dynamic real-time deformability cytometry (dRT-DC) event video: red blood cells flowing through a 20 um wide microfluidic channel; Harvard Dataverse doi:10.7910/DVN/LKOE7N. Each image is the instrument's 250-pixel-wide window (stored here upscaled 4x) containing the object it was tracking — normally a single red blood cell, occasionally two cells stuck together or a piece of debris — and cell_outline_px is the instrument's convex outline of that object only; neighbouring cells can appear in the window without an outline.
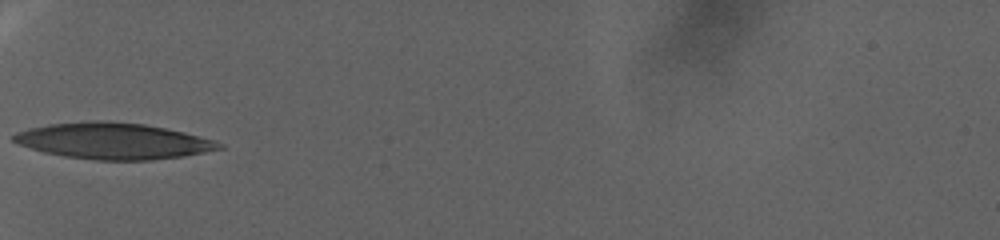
{"species": "human", "species_latin": "Homo sapiens", "temperature_condition": "warm", "stored_images_in_passage": 21, "camera_frame_rate_fps": 3000, "um_per_image_px": 0.085, "donor": {"sex": "female"}, "frame": {"image": 1, "passage_image": 1, "time_ms": 0.0, "image_size_px": [1000, 240], "cell_outline_px": [[224, 148], [204, 152], [180, 156], [148, 160], [96, 160], [64, 156], [44, 152], [20, 144], [12, 140], [12, 136], [16, 132], [28, 128], [48, 124], [92, 120], [108, 120], [144, 124], [184, 132], [212, 140], [224, 144]], "centroid_in_image_um": [9.59, 11.97], "position_along_channel_um": 75.4, "area_um2": 43.12}}
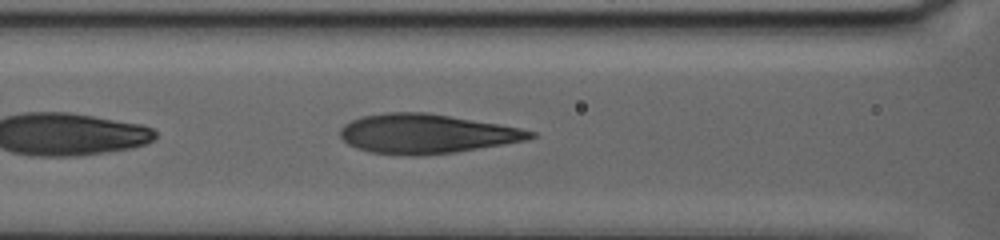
{"frame": {"image": 2, "passage_image": 9, "time_ms": 2.667, "image_size_px": [1000, 240], "cell_outline_px": [[536, 136], [528, 140], [456, 152], [420, 156], [412, 156], [368, 152], [356, 148], [348, 144], [340, 136], [340, 128], [344, 124], [360, 116], [388, 112], [428, 112], [500, 124], [520, 128], [536, 132]], "centroid_in_image_um": [36.24, 11.37], "position_along_channel_um": 130.4, "area_um2": 43.93}}
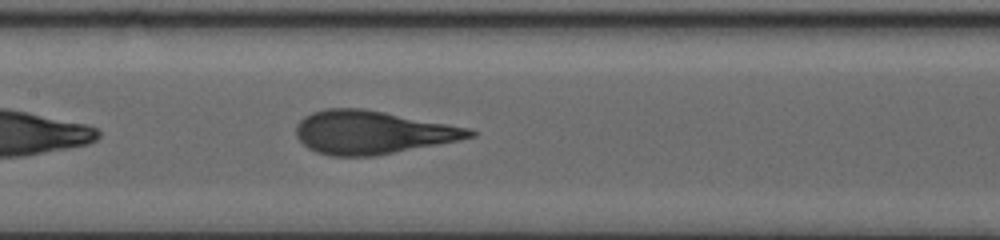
{"frame": {"image": 3, "passage_image": 15, "time_ms": 4.667, "image_size_px": [1000, 240], "cell_outline_px": [[476, 136], [376, 156], [332, 156], [316, 152], [308, 148], [296, 136], [296, 124], [304, 116], [312, 112], [324, 108], [364, 108], [472, 128], [476, 132]], "centroid_in_image_um": [31.62, 11.24], "position_along_channel_um": 175.8, "area_um2": 43.75}}